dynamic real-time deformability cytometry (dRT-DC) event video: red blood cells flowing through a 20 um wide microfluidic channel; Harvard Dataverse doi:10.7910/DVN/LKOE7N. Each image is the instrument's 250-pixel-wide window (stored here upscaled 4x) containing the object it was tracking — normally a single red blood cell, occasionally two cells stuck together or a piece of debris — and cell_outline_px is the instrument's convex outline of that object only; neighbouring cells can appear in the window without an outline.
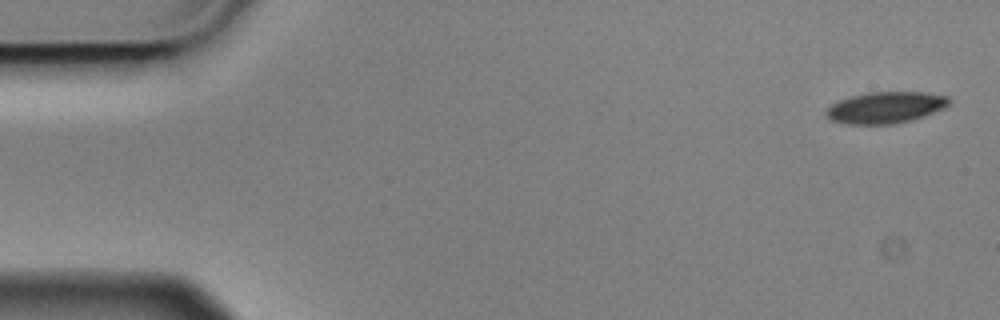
{"species": "Egyptian fruit bat (a non-hibernating species)", "species_latin": "Rousettus aegyptiacus", "temperature_condition": "cold", "stored_images_in_passage": 5, "camera_frame_rate_fps": 3000, "um_per_image_px": 0.085, "animal": {"sex": "male"}, "frame": {"image": 1, "passage_image": 1, "time_ms": 0.0, "image_size_px": [1000, 320], "cell_outline_px": [[952, 104], [944, 108], [924, 116], [912, 120], [892, 124], [848, 124], [828, 120], [824, 112], [832, 104], [840, 100], [852, 96], [868, 92], [924, 92], [948, 96], [952, 100]], "centroid_in_image_um": [75.3, 9.14], "position_along_channel_um": 9.7, "area_um2": 22.72}}
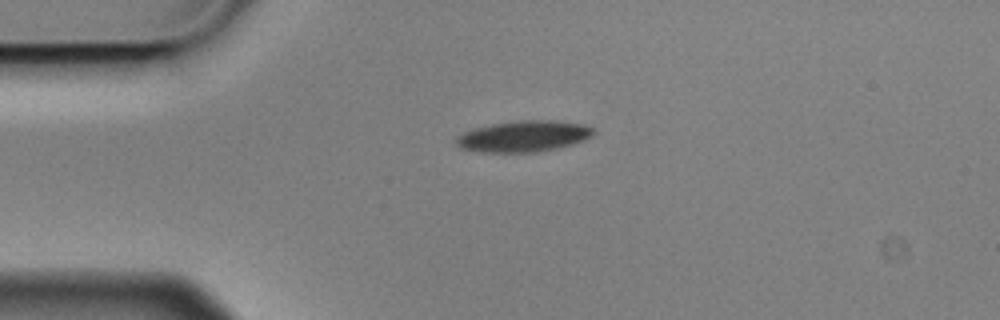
{"frame": {"image": 2, "passage_image": 4, "time_ms": 1.0, "image_size_px": [1000, 320], "cell_outline_px": [[596, 132], [592, 136], [584, 140], [560, 148], [536, 152], [480, 152], [460, 148], [456, 144], [456, 140], [464, 132], [472, 128], [492, 124], [516, 120], [552, 120], [584, 124], [592, 128]], "centroid_in_image_um": [44.53, 11.58], "position_along_channel_um": 40.5, "area_um2": 25.03}}